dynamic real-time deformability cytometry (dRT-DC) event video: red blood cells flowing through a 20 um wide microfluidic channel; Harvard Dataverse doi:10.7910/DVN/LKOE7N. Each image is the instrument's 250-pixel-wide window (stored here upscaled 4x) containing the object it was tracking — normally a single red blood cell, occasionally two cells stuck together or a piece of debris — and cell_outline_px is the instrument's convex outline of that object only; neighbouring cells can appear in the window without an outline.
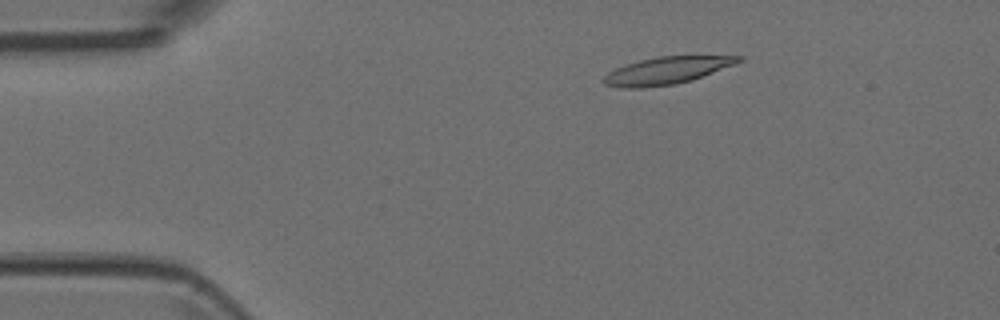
{"species": "Egyptian fruit bat (a non-hibernating species)", "species_latin": "Rousettus aegyptiacus", "temperature_condition": "room temperature", "stored_images_in_passage": 3, "camera_frame_rate_fps": 3000, "um_per_image_px": 0.085, "animal": {"sex": "female"}, "frame": {"image": 1, "passage_image": 2, "time_ms": 0.333, "image_size_px": [1000, 320], "cell_outline_px": [[744, 60], [736, 64], [692, 80], [676, 84], [644, 88], [620, 88], [604, 84], [600, 80], [608, 72], [616, 68], [640, 60], [656, 56], [744, 56]], "centroid_in_image_um": [56.66, 6.0], "position_along_channel_um": 28.3, "area_um2": 21.56}}